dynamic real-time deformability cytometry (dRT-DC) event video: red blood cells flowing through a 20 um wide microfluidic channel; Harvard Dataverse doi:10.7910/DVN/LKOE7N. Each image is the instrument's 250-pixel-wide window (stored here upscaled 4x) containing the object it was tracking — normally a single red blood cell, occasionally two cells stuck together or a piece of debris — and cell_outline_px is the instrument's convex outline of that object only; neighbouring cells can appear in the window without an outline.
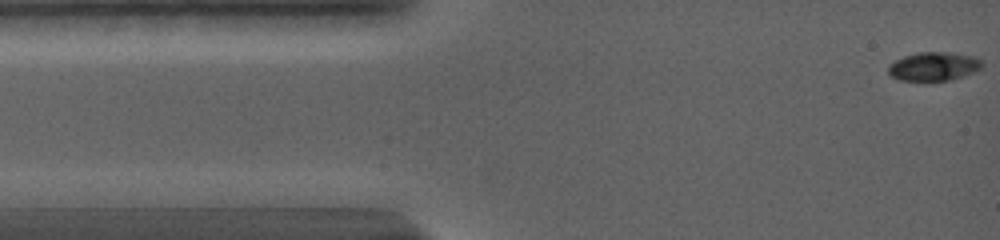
{"species": "common noctule bat (a hibernating species)", "species_latin": "Nyctalus noctula", "temperature_condition": "warm", "stored_images_in_passage": 57, "camera_frame_rate_fps": 5000, "um_per_image_px": 0.085, "animal": {"sex": "female", "body_mass_g": 19.0, "forearm_length_mm": 56.7}, "frame": {"image": 1, "passage_image": 1, "time_ms": 0.0, "image_size_px": [1000, 240], "cell_outline_px": [[984, 64], [980, 68], [964, 76], [948, 80], [900, 80], [892, 76], [888, 72], [888, 64], [904, 56], [916, 52], [948, 52], [972, 56], [980, 60]], "centroid_in_image_um": [79.34, 5.63], "position_along_channel_um": 5.7, "area_um2": 15.49}}
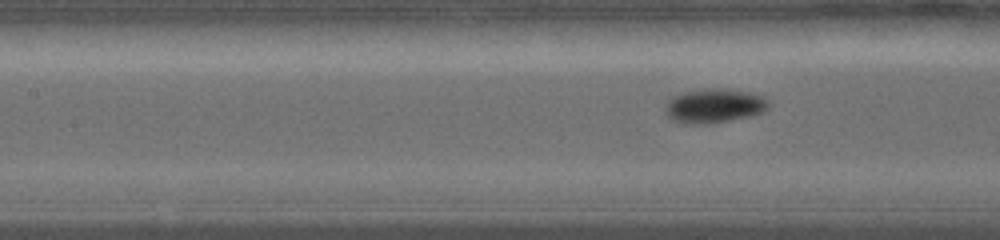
{"frame": {"image": 2, "passage_image": 25, "time_ms": 5.8, "image_size_px": [1000, 240], "cell_outline_px": [[772, 104], [764, 112], [756, 116], [708, 124], [684, 124], [672, 120], [664, 112], [664, 108], [668, 100], [672, 96], [680, 92], [704, 88], [728, 88], [748, 92], [764, 96]], "centroid_in_image_um": [60.73, 8.99], "position_along_channel_um": 146.7, "area_um2": 21.44}}
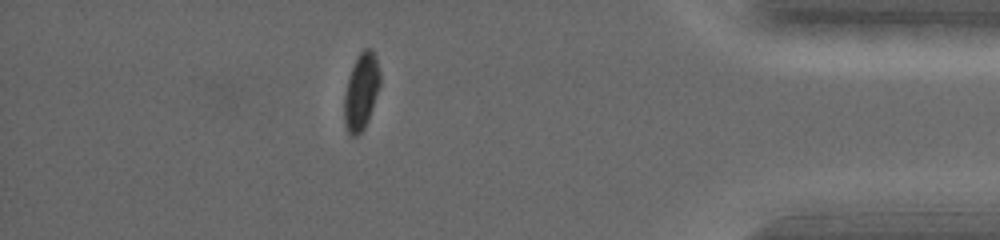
{"frame": {"image": 3, "passage_image": 41, "time_ms": 13.8, "image_size_px": [1000, 240], "cell_outline_px": [[380, 84], [368, 120], [364, 128], [356, 136], [348, 136], [344, 124], [344, 92], [352, 68], [360, 52], [364, 48], [372, 48], [376, 56], [380, 72]], "centroid_in_image_um": [30.69, 7.79], "position_along_channel_um": 404.5, "area_um2": 16.01}, "authors_computed_cell_mechanics": {"area_um2": 16.7042, "velocity_mm_per_s": 3.7365, "shape_relaxation_time_tau1_ms": 2.1954, "shape_relaxation_time_tau2_ms": null, "deformation_change_tau1": 0.1261, "deformation_change_tau2": null}}